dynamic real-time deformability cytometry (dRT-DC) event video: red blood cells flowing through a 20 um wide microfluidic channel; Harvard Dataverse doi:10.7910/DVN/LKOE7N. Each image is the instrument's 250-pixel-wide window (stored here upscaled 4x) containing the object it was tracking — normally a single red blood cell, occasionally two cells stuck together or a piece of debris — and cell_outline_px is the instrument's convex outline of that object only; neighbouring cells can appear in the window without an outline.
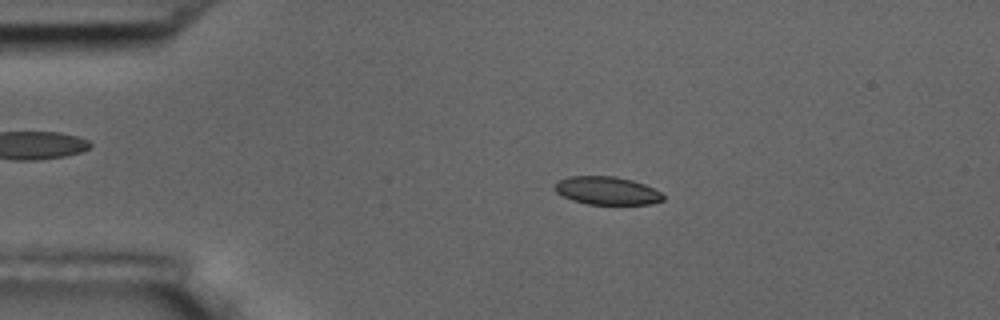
{"species": "common noctule bat (a hibernating species)", "species_latin": "Nyctalus noctula", "temperature_condition": "room temperature", "stored_images_in_passage": 55, "camera_frame_rate_fps": 3000, "um_per_image_px": 0.085, "animal": {"sex": "male", "body_mass_g": 17.5, "forearm_length_mm": 52.3}, "frame": {"image": 1, "passage_image": 11, "time_ms": 3.333, "image_size_px": [1000, 320], "cell_outline_px": [[664, 200], [652, 204], [588, 204], [572, 200], [556, 192], [552, 188], [560, 180], [568, 176], [616, 176], [632, 180], [644, 184], [660, 192], [664, 196]], "centroid_in_image_um": [51.59, 16.2], "position_along_channel_um": 33.4, "area_um2": 17.69}}
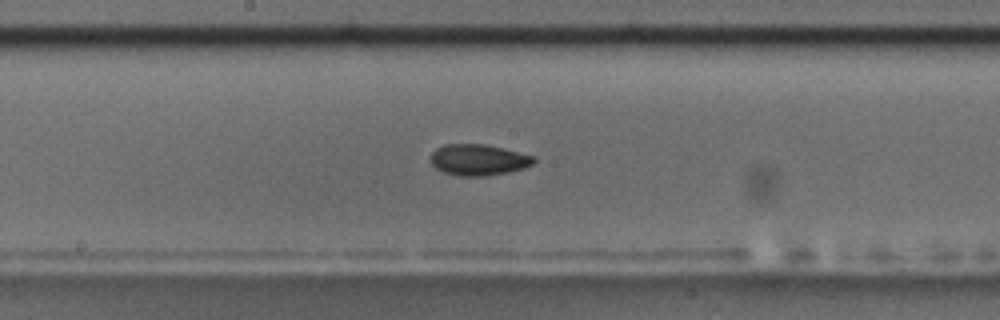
{"frame": {"image": 2, "passage_image": 29, "time_ms": 9.333, "image_size_px": [1000, 320], "cell_outline_px": [[536, 160], [532, 164], [524, 168], [508, 172], [484, 176], [460, 176], [444, 172], [436, 168], [432, 164], [432, 152], [436, 148], [444, 144], [484, 144], [536, 156]], "centroid_in_image_um": [40.68, 13.58], "position_along_channel_um": 207.5, "area_um2": 18.61}}
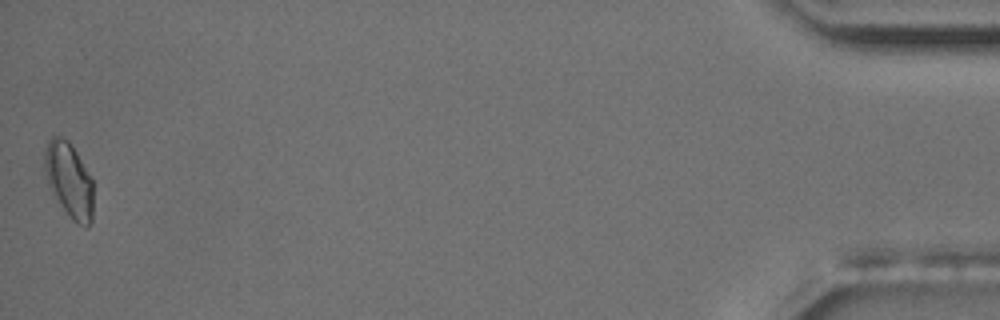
{"frame": {"image": 3, "passage_image": 55, "time_ms": 18.0, "image_size_px": [1000, 320], "cell_outline_px": [[92, 224], [88, 228], [84, 228], [76, 224], [72, 220], [52, 192], [48, 184], [44, 168], [44, 152], [48, 140], [52, 136], [60, 136], [68, 140], [76, 152], [92, 180]], "centroid_in_image_um": [5.87, 15.33], "position_along_channel_um": 429.3, "area_um2": 21.21}, "authors_computed_cell_mechanics": {"area_um2": 18.1492, "velocity_mm_per_s": 3.633, "shape_relaxation_time_tau1_ms": 2.7051, "shape_relaxation_time_tau2_ms": 2.353, "deformation_change_tau1": 0.1008, "deformation_change_tau2": 0.0606}}